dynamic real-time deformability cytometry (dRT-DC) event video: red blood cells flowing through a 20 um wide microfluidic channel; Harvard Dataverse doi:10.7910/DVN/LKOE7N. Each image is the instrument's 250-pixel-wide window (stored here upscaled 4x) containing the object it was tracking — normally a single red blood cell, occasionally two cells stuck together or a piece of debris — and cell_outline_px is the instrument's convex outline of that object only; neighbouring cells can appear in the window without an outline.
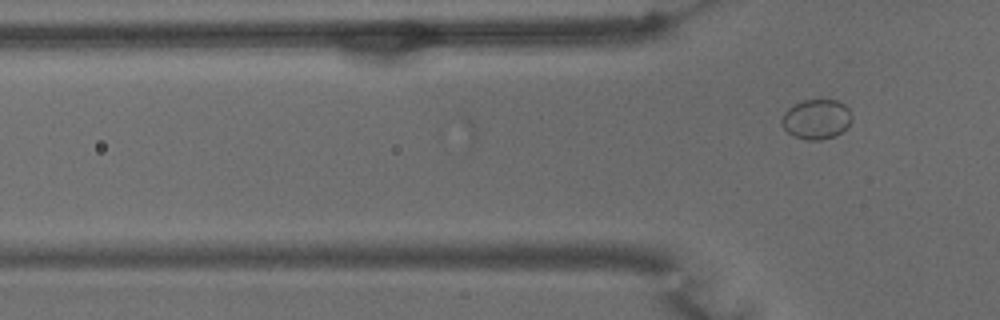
{"species": "common noctule bat (a hibernating species)", "species_latin": "Nyctalus noctula", "temperature_condition": "warm", "stored_images_in_passage": 9, "camera_frame_rate_fps": 3000, "um_per_image_px": 0.085, "animal": {"sex": "male", "body_mass_g": 15.6}, "frame": {"image": 1, "passage_image": 9, "time_ms": 2.667, "image_size_px": [1000, 320], "cell_outline_px": [[852, 120], [836, 136], [820, 140], [808, 140], [796, 136], [788, 132], [780, 124], [780, 120], [784, 112], [788, 108], [804, 100], [840, 100], [848, 108], [852, 116]], "centroid_in_image_um": [69.39, 10.12], "position_along_channel_um": 56.4, "area_um2": 16.18}}